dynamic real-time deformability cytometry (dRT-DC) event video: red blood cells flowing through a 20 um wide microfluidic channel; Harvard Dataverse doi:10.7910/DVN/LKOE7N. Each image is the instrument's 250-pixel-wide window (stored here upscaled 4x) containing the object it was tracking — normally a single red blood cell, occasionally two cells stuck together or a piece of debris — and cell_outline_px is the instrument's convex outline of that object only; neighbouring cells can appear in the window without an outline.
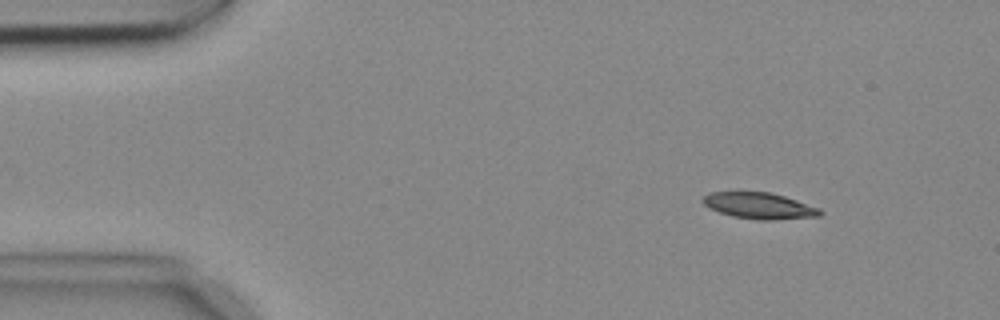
{"species": "common noctule bat (a hibernating species)", "species_latin": "Nyctalus noctula", "temperature_condition": "cold", "stored_images_in_passage": 9, "camera_frame_rate_fps": 3000, "um_per_image_px": 0.085, "animal": {"sex": "female", "body_mass_g": 18.4}, "frame": {"image": 1, "passage_image": 2, "time_ms": 0.333, "image_size_px": [1000, 320], "cell_outline_px": [[824, 212], [820, 216], [772, 220], [756, 220], [732, 216], [708, 208], [700, 200], [708, 192], [768, 192], [784, 196], [820, 208]], "centroid_in_image_um": [64.53, 17.49], "position_along_channel_um": 20.5, "area_um2": 17.98}}
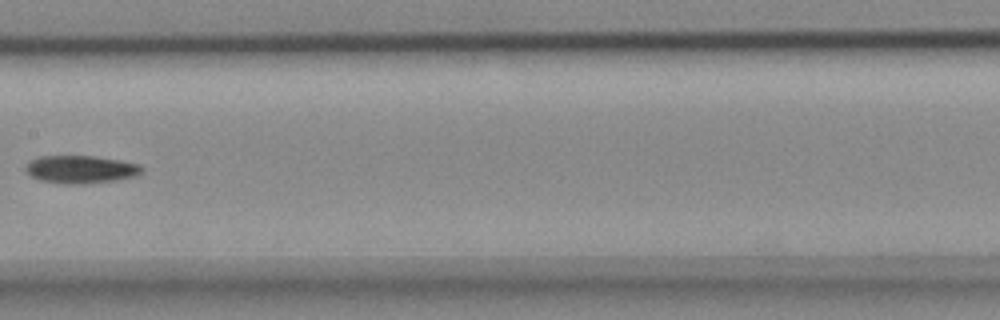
{"frame": {"image": 2, "passage_image": 8, "time_ms": 2.333, "image_size_px": [1000, 320], "cell_outline_px": [[144, 172], [136, 176], [116, 180], [84, 184], [60, 184], [40, 180], [32, 176], [24, 168], [24, 164], [40, 156], [96, 156], [120, 160], [140, 164], [144, 168]], "centroid_in_image_um": [6.89, 14.4], "position_along_channel_um": 200.5, "area_um2": 19.07}}
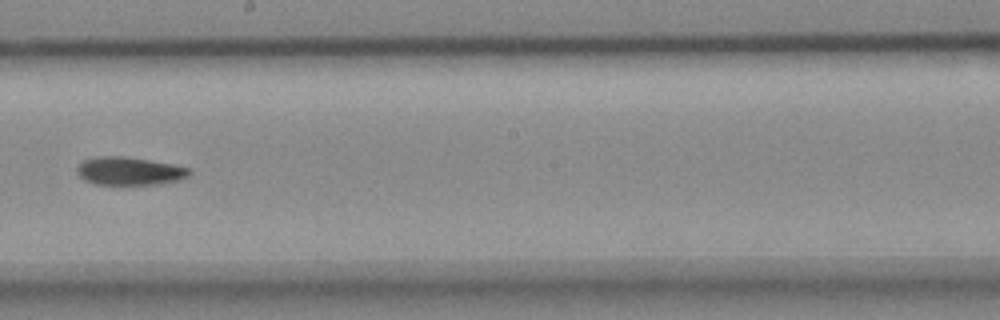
{"frame": {"image": 3, "passage_image": 9, "time_ms": 2.667, "image_size_px": [1000, 320], "cell_outline_px": [[192, 172], [188, 176], [180, 180], [156, 184], [92, 184], [84, 180], [76, 172], [76, 168], [84, 160], [96, 156], [124, 156], [172, 164], [192, 168]], "centroid_in_image_um": [11.0, 14.54], "position_along_channel_um": 237.2, "area_um2": 18.44}}